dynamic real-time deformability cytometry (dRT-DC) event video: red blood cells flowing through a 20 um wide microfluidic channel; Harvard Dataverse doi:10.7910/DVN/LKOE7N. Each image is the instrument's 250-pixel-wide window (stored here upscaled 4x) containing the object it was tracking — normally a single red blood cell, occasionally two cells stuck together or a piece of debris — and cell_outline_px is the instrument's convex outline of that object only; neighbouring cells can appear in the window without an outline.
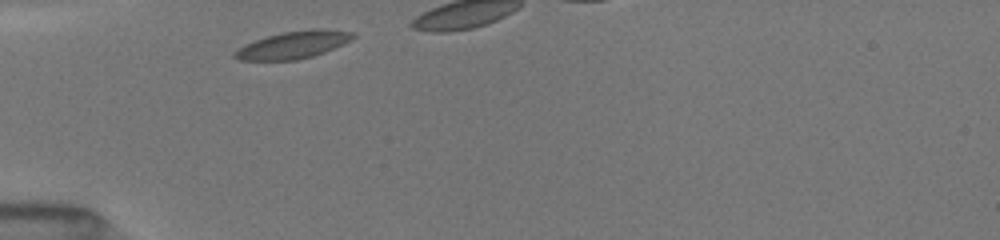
{"species": "common noctule bat (a hibernating species)", "species_latin": "Nyctalus noctula", "temperature_condition": "room temperature", "stored_images_in_passage": 4, "camera_frame_rate_fps": 3000, "um_per_image_px": 0.085, "animal": {"sex": "female", "body_mass_g": 19.5, "forearm_length_mm": 54.1}, "frame": {"image": 1, "passage_image": 1, "time_ms": 0.0, "image_size_px": [1000, 240], "cell_outline_px": [[356, 36], [352, 40], [344, 44], [324, 52], [312, 56], [296, 60], [236, 60], [232, 56], [232, 52], [244, 44], [280, 32], [312, 28], [324, 28], [352, 32]], "centroid_in_image_um": [24.92, 3.8], "position_along_channel_um": 60.1, "area_um2": 19.07}}